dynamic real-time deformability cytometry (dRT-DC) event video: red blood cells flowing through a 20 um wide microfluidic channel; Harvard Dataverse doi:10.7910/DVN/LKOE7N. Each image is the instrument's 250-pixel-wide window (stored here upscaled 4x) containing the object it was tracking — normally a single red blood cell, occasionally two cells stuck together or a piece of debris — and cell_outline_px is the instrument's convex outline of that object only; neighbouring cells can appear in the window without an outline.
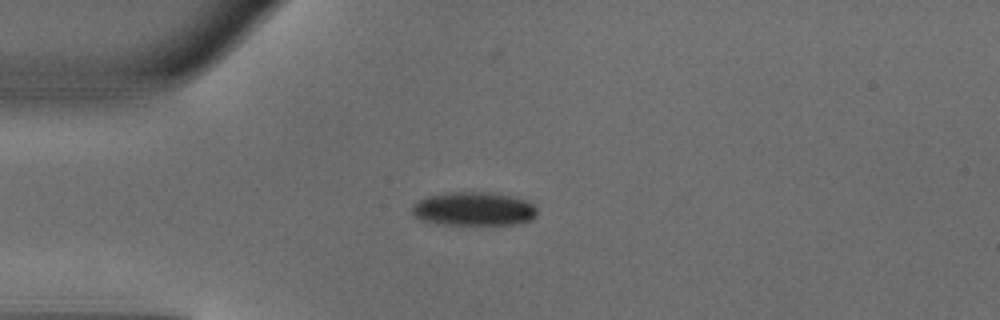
{"species": "common noctule bat (a hibernating species)", "species_latin": "Nyctalus noctula", "temperature_condition": "warm", "stored_images_in_passage": 35, "camera_frame_rate_fps": 3000, "um_per_image_px": 0.085, "animal": {"sex": "male", "body_mass_g": 18.8}, "frame": {"image": 1, "passage_image": 3, "time_ms": 0.667, "image_size_px": [1000, 320], "cell_outline_px": [[536, 216], [532, 220], [516, 224], [472, 228], [444, 224], [420, 220], [412, 212], [412, 204], [428, 196], [452, 192], [488, 192], [512, 196], [524, 200], [532, 204], [536, 208]], "centroid_in_image_um": [40.29, 17.81], "position_along_channel_um": 44.7, "area_um2": 25.37}}
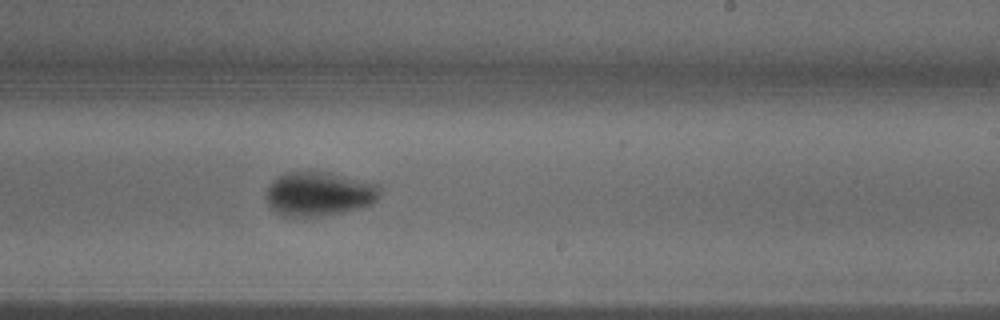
{"frame": {"image": 2, "passage_image": 20, "time_ms": 6.333, "image_size_px": [1000, 320], "cell_outline_px": [[380, 188], [376, 200], [372, 204], [360, 208], [320, 216], [284, 216], [272, 212], [264, 196], [268, 184], [276, 176], [284, 172], [312, 168], [380, 184]], "centroid_in_image_um": [27.03, 16.43], "position_along_channel_um": 262.0, "area_um2": 30.29}}
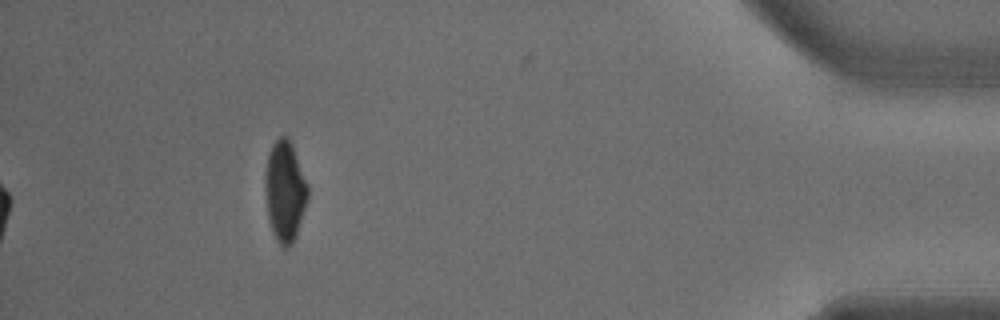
{"frame": {"image": 3, "passage_image": 35, "time_ms": 11.333, "image_size_px": [1000, 320], "cell_outline_px": [[308, 200], [296, 236], [292, 244], [288, 248], [284, 248], [276, 240], [272, 232], [268, 220], [264, 188], [264, 176], [268, 152], [272, 144], [280, 136], [288, 136], [292, 144], [308, 184]], "centroid_in_image_um": [24.2, 16.25], "position_along_channel_um": 411.0, "area_um2": 25.49}, "authors_computed_cell_mechanics": {"area_um2": 27.2238, "velocity_mm_per_s": 4.1425, "shape_relaxation_time_tau1_ms": 2.6256, "shape_relaxation_time_tau2_ms": 8.5477, "deformation_change_tau1": 0.1522, "deformation_change_tau2": 0.0697}}